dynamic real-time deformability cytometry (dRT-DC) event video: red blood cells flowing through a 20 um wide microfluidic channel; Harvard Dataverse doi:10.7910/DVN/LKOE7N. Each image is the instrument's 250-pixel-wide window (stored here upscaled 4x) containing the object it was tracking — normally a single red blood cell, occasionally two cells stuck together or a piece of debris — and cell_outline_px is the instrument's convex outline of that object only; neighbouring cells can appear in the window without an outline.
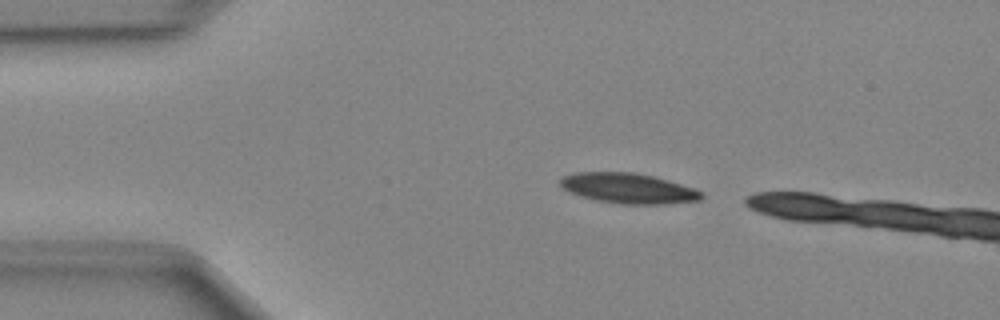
{"species": "Egyptian fruit bat (a non-hibernating species)", "species_latin": "Rousettus aegyptiacus", "temperature_condition": "cold", "stored_images_in_passage": 4, "camera_frame_rate_fps": 3000, "um_per_image_px": 0.085, "animal": {"sex": "female"}, "frame": {"image": 1, "passage_image": 1, "time_ms": 0.0, "image_size_px": [1000, 320], "cell_outline_px": [[704, 196], [700, 200], [664, 204], [624, 204], [600, 200], [584, 196], [572, 192], [564, 188], [560, 184], [560, 180], [564, 176], [576, 172], [632, 172], [652, 176], [668, 180], [704, 192]], "centroid_in_image_um": [53.46, 16.0], "position_along_channel_um": 31.5, "area_um2": 24.39}}